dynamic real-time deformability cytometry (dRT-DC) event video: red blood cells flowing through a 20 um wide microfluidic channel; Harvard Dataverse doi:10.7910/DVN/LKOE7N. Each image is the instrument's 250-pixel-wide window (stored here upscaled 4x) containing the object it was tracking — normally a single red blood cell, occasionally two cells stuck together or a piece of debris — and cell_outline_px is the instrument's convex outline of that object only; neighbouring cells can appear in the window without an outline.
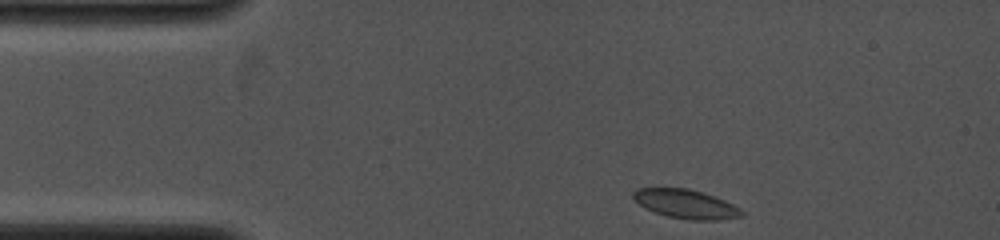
{"species": "common noctule bat (a hibernating species)", "species_latin": "Nyctalus noctula", "temperature_condition": "cold", "stored_images_in_passage": 3, "camera_frame_rate_fps": 4000, "um_per_image_px": 0.085, "animal": {"sex": "female", "body_mass_g": 19.0, "forearm_length_mm": 53.3}, "frame": {"image": 1, "passage_image": 1, "time_ms": 0.0, "image_size_px": [1000, 240], "cell_outline_px": [[744, 216], [720, 220], [688, 220], [668, 216], [644, 208], [632, 196], [632, 192], [636, 188], [688, 188], [724, 200], [740, 208], [744, 212]], "centroid_in_image_um": [58.3, 17.35], "position_along_channel_um": 26.7, "area_um2": 18.21}}